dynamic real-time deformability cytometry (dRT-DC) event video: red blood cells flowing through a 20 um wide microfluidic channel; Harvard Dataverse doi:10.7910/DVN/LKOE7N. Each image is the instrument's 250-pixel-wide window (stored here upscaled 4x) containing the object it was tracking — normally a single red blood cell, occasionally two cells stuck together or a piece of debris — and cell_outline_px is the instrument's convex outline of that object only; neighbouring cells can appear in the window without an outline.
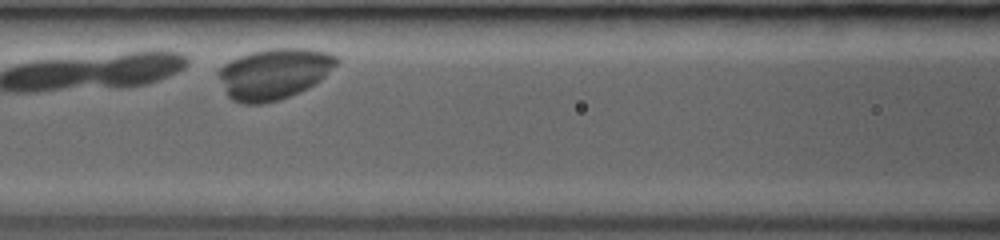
{"species": "common noctule bat (a hibernating species)", "species_latin": "Nyctalus noctula", "temperature_condition": "room temperature", "stored_images_in_passage": 13, "camera_frame_rate_fps": 3000, "um_per_image_px": 0.085, "animal": {"sex": "female", "body_mass_g": 19.0, "forearm_length_mm": 53.3}, "frame": {"image": 1, "passage_image": 6, "time_ms": 2.333, "image_size_px": [1000, 240], "cell_outline_px": [[340, 60], [320, 80], [308, 88], [300, 92], [280, 100], [264, 104], [240, 104], [232, 100], [228, 96], [216, 72], [224, 64], [240, 56], [252, 52], [268, 48], [308, 48], [328, 52], [336, 56]], "centroid_in_image_um": [23.29, 6.27], "position_along_channel_um": 143.3, "area_um2": 35.08}}